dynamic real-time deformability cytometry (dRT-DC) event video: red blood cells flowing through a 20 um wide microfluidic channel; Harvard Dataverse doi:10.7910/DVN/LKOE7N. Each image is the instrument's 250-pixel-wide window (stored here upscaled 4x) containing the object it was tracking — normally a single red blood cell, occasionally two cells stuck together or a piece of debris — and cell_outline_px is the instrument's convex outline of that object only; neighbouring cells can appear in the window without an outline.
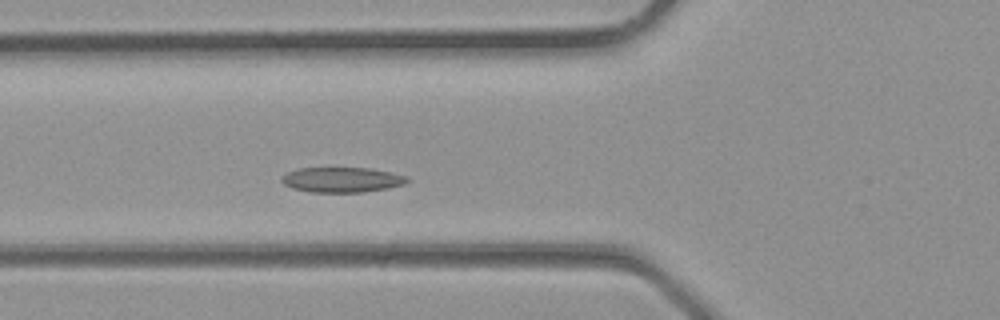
{"species": "common noctule bat (a hibernating species)", "species_latin": "Nyctalus noctula", "temperature_condition": "room temperature", "stored_images_in_passage": 29, "camera_frame_rate_fps": 3000, "um_per_image_px": 0.085, "animal": {"sex": "male", "body_mass_g": 23.1, "forearm_length_mm": 52.7}, "frame": {"image": 1, "passage_image": 7, "time_ms": 2.0, "image_size_px": [1000, 320], "cell_outline_px": [[412, 180], [404, 184], [388, 188], [364, 192], [308, 192], [292, 188], [284, 184], [280, 180], [288, 172], [300, 168], [372, 168], [408, 176]], "centroid_in_image_um": [29.11, 15.28], "position_along_channel_um": 96.7, "area_um2": 18.44}}
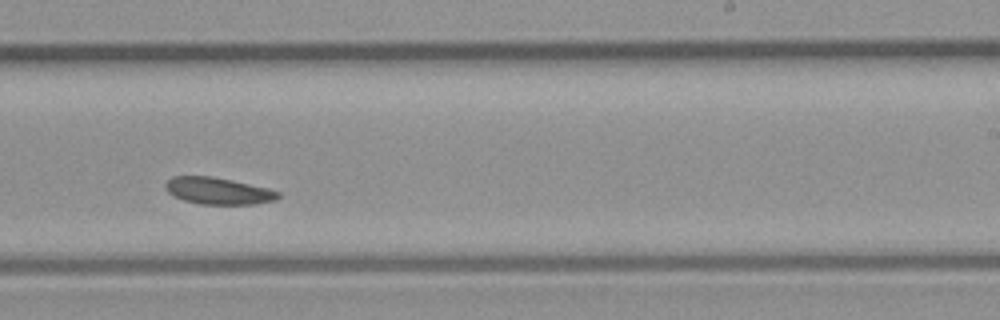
{"frame": {"image": 2, "passage_image": 16, "time_ms": 5.0, "image_size_px": [1000, 320], "cell_outline_px": [[280, 196], [276, 200], [256, 204], [200, 204], [184, 200], [172, 196], [164, 188], [164, 184], [172, 176], [212, 176], [232, 180], [268, 188], [280, 192]], "centroid_in_image_um": [18.53, 16.22], "position_along_channel_um": 270.5, "area_um2": 17.74}}
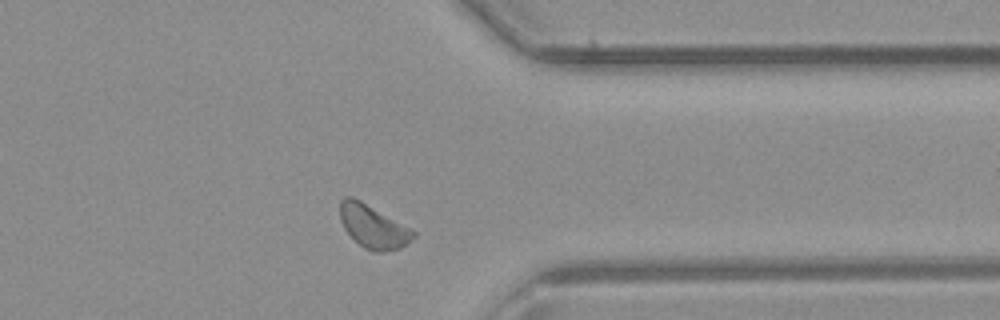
{"frame": {"image": 3, "passage_image": 22, "time_ms": 7.0, "image_size_px": [1000, 320], "cell_outline_px": [[416, 236], [408, 244], [400, 248], [384, 252], [372, 252], [364, 248], [344, 228], [340, 220], [340, 200], [344, 196], [352, 196], [360, 200], [416, 232]], "centroid_in_image_um": [31.71, 19.27], "position_along_channel_um": 379.7, "area_um2": 18.26}}